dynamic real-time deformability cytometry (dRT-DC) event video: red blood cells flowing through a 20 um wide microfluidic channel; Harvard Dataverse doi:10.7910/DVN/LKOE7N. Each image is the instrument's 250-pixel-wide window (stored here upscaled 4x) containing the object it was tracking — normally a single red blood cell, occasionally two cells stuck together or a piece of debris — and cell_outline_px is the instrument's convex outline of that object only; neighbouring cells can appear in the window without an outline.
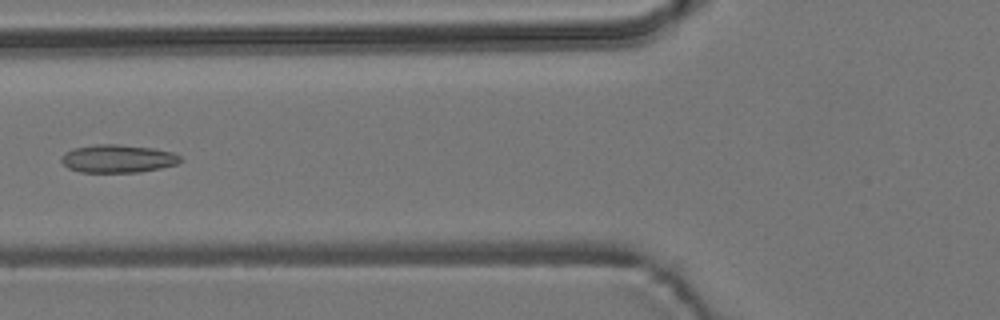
{"species": "common noctule bat (a hibernating species)", "species_latin": "Nyctalus noctula", "temperature_condition": "room temperature", "stored_images_in_passage": 5, "camera_frame_rate_fps": 3000, "um_per_image_px": 0.085, "animal": {"sex": "male", "body_mass_g": 19.2, "forearm_length_mm": 51.8}, "frame": {"image": 1, "passage_image": 5, "time_ms": 6.0, "image_size_px": [1000, 320], "cell_outline_px": [[184, 160], [176, 164], [160, 168], [140, 172], [80, 172], [68, 168], [60, 160], [60, 156], [64, 152], [72, 148], [92, 144], [120, 144], [152, 148], [172, 152], [180, 156]], "centroid_in_image_um": [9.98, 13.47], "position_along_channel_um": 115.8, "area_um2": 19.65}}